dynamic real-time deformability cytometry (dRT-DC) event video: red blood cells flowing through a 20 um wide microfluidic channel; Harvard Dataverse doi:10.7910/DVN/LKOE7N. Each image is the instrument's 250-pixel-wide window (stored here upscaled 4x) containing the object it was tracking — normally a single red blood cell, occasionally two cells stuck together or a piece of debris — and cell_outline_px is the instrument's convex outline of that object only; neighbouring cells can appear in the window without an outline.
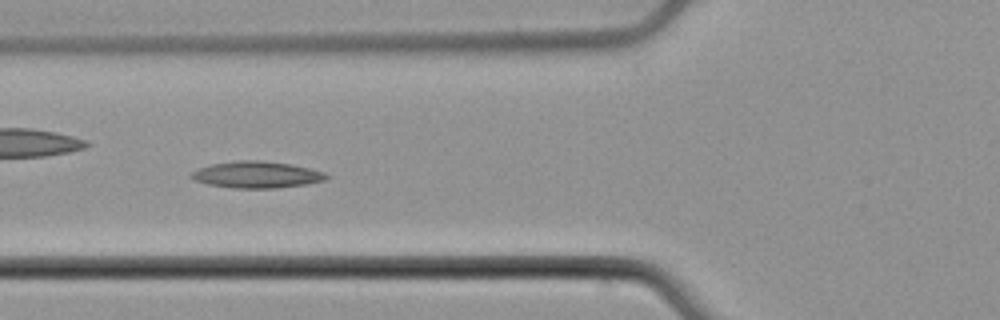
{"species": "common noctule bat (a hibernating species)", "species_latin": "Nyctalus noctula", "temperature_condition": "cold", "stored_images_in_passage": 47, "camera_frame_rate_fps": 3000, "um_per_image_px": 0.085, "animal": {"sex": "male", "body_mass_g": 21.5, "forearm_length_mm": 52.0}, "frame": {"image": 1, "passage_image": 14, "time_ms": 4.333, "image_size_px": [1000, 320], "cell_outline_px": [[332, 176], [324, 180], [308, 184], [276, 188], [232, 188], [208, 184], [196, 180], [188, 176], [196, 168], [212, 164], [236, 160], [260, 160], [288, 164], [308, 168], [324, 172]], "centroid_in_image_um": [21.81, 14.85], "position_along_channel_um": 104.0, "area_um2": 20.98}}
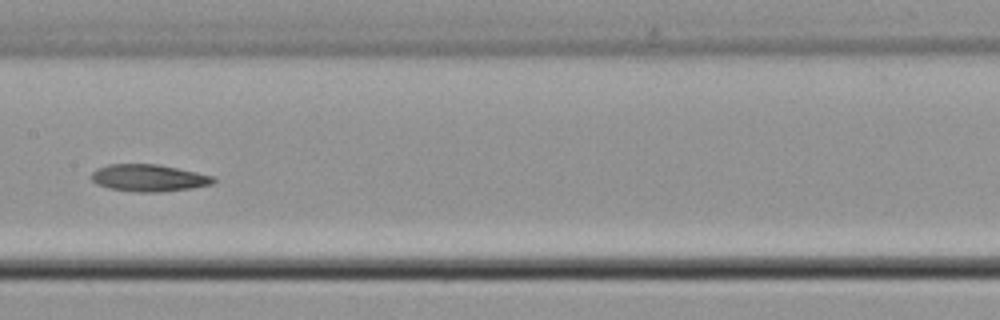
{"frame": {"image": 2, "passage_image": 21, "time_ms": 6.667, "image_size_px": [1000, 320], "cell_outline_px": [[216, 180], [212, 184], [192, 188], [160, 192], [132, 192], [108, 188], [96, 184], [92, 180], [92, 172], [96, 168], [108, 164], [160, 164], [216, 176]], "centroid_in_image_um": [12.65, 15.12], "position_along_channel_um": 194.7, "area_um2": 19.54}}
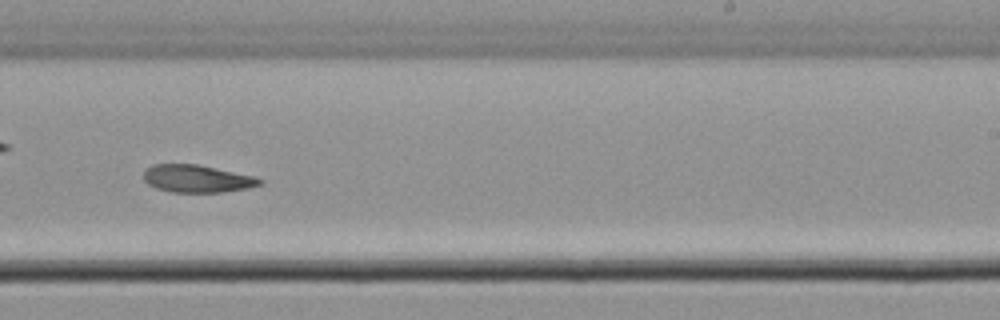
{"frame": {"image": 3, "passage_image": 27, "time_ms": 8.667, "image_size_px": [1000, 320], "cell_outline_px": [[264, 184], [248, 188], [224, 192], [172, 192], [156, 188], [148, 184], [144, 180], [144, 172], [152, 164], [196, 164], [256, 176], [264, 180]], "centroid_in_image_um": [16.8, 15.19], "position_along_channel_um": 272.2, "area_um2": 18.73}}